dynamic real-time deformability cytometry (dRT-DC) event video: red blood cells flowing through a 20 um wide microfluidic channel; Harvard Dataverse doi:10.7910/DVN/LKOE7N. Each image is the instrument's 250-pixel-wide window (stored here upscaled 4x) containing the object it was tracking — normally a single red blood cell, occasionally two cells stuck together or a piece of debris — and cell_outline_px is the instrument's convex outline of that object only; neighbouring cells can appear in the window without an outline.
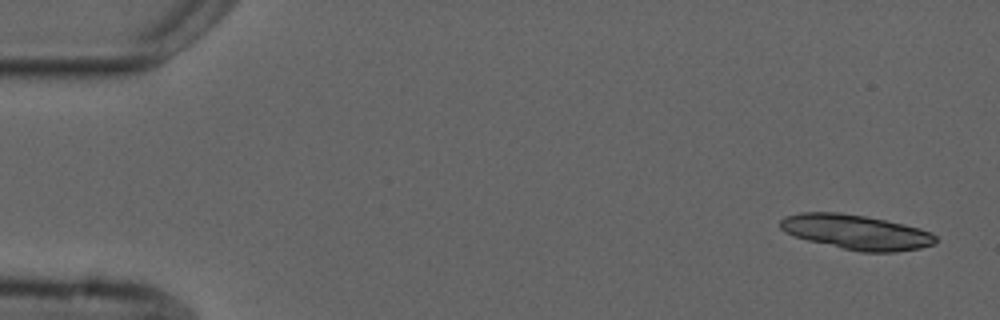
{"species": "common noctule bat (a hibernating species)", "species_latin": "Nyctalus noctula", "temperature_condition": "cold", "stored_images_in_passage": 5, "camera_frame_rate_fps": 3000, "um_per_image_px": 0.085, "animal": {"sex": "male", "forearm_length_mm": 52.5}, "frame": {"image": 1, "passage_image": 1, "time_ms": 0.0, "image_size_px": [1000, 320], "cell_outline_px": [[936, 244], [920, 248], [896, 252], [860, 252], [808, 240], [792, 236], [784, 232], [780, 228], [780, 220], [784, 216], [800, 212], [840, 212], [864, 216], [904, 224], [920, 228], [932, 232], [936, 236]], "centroid_in_image_um": [72.77, 19.72], "position_along_channel_um": 12.2, "area_um2": 31.62}}